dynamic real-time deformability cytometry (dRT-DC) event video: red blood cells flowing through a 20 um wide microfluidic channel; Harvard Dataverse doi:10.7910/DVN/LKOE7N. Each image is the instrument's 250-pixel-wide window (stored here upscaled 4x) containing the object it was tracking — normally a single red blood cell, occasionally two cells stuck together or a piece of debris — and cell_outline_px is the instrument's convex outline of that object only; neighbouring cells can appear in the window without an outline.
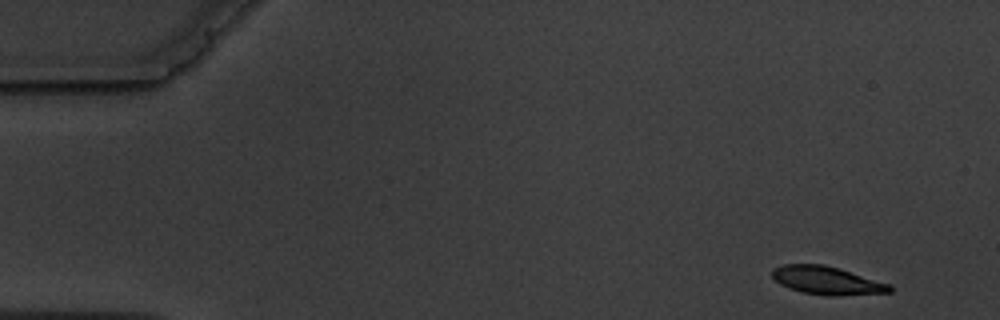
{"species": "common noctule bat (a hibernating species)", "species_latin": "Nyctalus noctula", "temperature_condition": "warm", "stored_images_in_passage": 9, "camera_frame_rate_fps": 3000, "um_per_image_px": 0.085, "animal": {"sex": "male", "body_mass_g": 19.5, "forearm_length_mm": 54.6}, "frame": {"image": 1, "passage_image": 1, "time_ms": 0.0, "image_size_px": [1000, 320], "cell_outline_px": [[892, 292], [840, 296], [828, 296], [804, 292], [788, 288], [780, 284], [772, 276], [772, 268], [784, 264], [824, 264], [892, 284]], "centroid_in_image_um": [70.31, 23.84], "position_along_channel_um": 14.7, "area_um2": 19.36}}
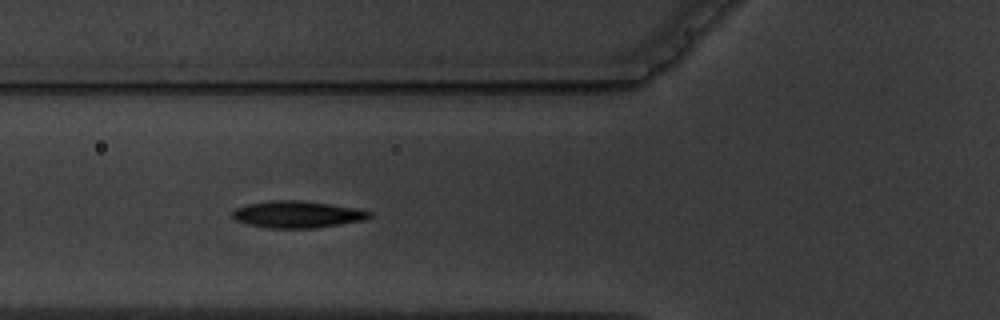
{"frame": {"image": 2, "passage_image": 4, "time_ms": 5.667, "image_size_px": [1000, 320], "cell_outline_px": [[372, 216], [364, 220], [316, 228], [268, 228], [248, 224], [236, 220], [232, 216], [232, 212], [236, 208], [248, 204], [268, 200], [304, 200], [332, 204], [356, 208], [372, 212]], "centroid_in_image_um": [25.28, 18.21], "position_along_channel_um": 100.5, "area_um2": 21.56}}
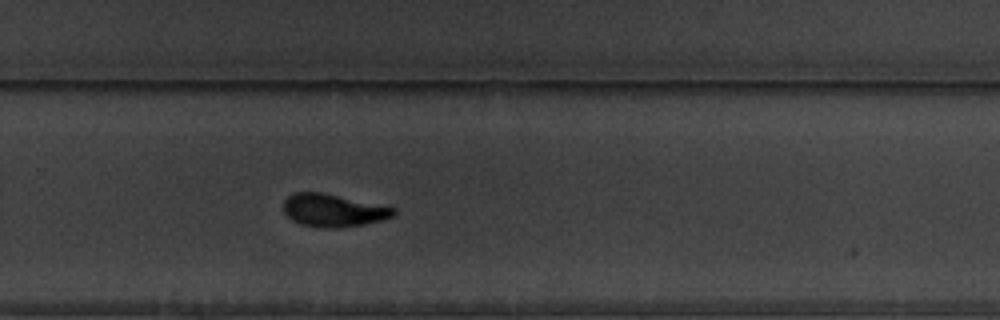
{"frame": {"image": 3, "passage_image": 9, "time_ms": 11.333, "image_size_px": [1000, 320], "cell_outline_px": [[396, 216], [384, 220], [364, 224], [336, 228], [320, 228], [300, 224], [292, 220], [284, 212], [284, 200], [292, 192], [320, 192], [396, 208]], "centroid_in_image_um": [28.33, 17.89], "position_along_channel_um": 301.5, "area_um2": 21.04}}